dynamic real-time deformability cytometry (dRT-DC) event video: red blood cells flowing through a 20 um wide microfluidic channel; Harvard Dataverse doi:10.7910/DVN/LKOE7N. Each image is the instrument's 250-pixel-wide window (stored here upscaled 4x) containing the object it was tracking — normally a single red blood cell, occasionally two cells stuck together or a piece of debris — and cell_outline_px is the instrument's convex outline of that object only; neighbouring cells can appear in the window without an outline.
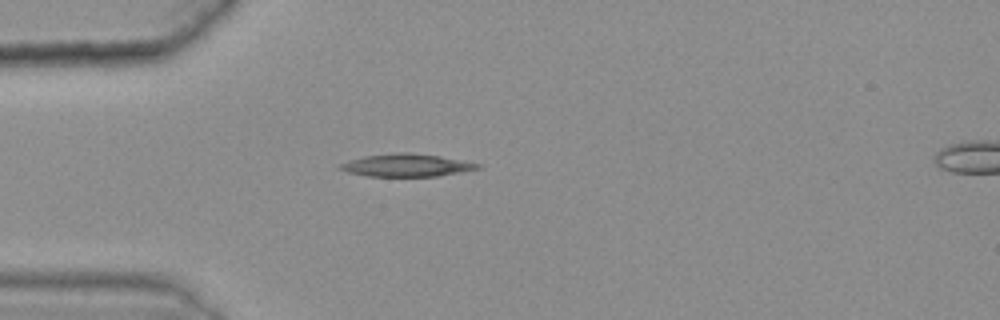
{"species": "common noctule bat (a hibernating species)", "species_latin": "Nyctalus noctula", "temperature_condition": "warm", "stored_images_in_passage": 34, "camera_frame_rate_fps": 3000, "um_per_image_px": 0.085, "animal": {"sex": "female", "body_mass_g": 25.1}, "frame": {"image": 1, "passage_image": 1, "time_ms": 0.0, "image_size_px": [1000, 320], "cell_outline_px": [[484, 168], [436, 176], [368, 176], [348, 172], [336, 168], [340, 164], [364, 156], [400, 152], [408, 152], [440, 156], [484, 164]], "centroid_in_image_um": [34.62, 14.04], "position_along_channel_um": 50.4, "area_um2": 18.15}}
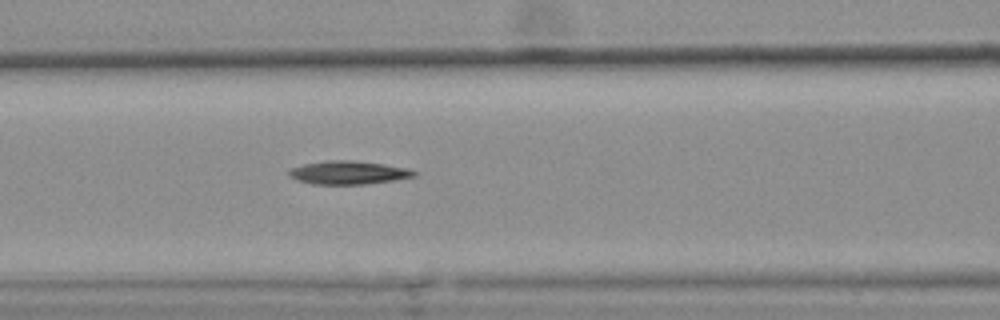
{"frame": {"image": 2, "passage_image": 9, "time_ms": 2.667, "image_size_px": [1000, 320], "cell_outline_px": [[416, 176], [368, 184], [312, 184], [296, 180], [288, 176], [288, 172], [292, 168], [304, 164], [328, 160], [352, 160], [384, 164], [408, 168], [416, 172]], "centroid_in_image_um": [29.59, 14.67], "position_along_channel_um": 137.0, "area_um2": 16.99}}
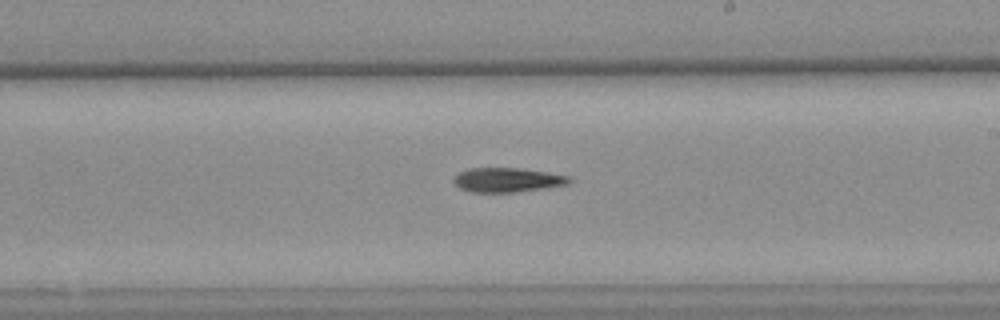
{"frame": {"image": 3, "passage_image": 18, "time_ms": 5.667, "image_size_px": [1000, 320], "cell_outline_px": [[572, 180], [568, 184], [544, 188], [512, 192], [468, 192], [460, 188], [452, 180], [460, 172], [472, 168], [516, 168], [548, 172], [568, 176]], "centroid_in_image_um": [43.12, 15.3], "position_along_channel_um": 245.9, "area_um2": 16.18}, "authors_computed_cell_mechanics": {"area_um2": 16.6753, "velocity_mm_per_s": 3.639, "shape_relaxation_time_tau1_ms": 9.997, "shape_relaxation_time_tau2_ms": null, "deformation_change_tau1": 0.2136, "deformation_change_tau2": null}}